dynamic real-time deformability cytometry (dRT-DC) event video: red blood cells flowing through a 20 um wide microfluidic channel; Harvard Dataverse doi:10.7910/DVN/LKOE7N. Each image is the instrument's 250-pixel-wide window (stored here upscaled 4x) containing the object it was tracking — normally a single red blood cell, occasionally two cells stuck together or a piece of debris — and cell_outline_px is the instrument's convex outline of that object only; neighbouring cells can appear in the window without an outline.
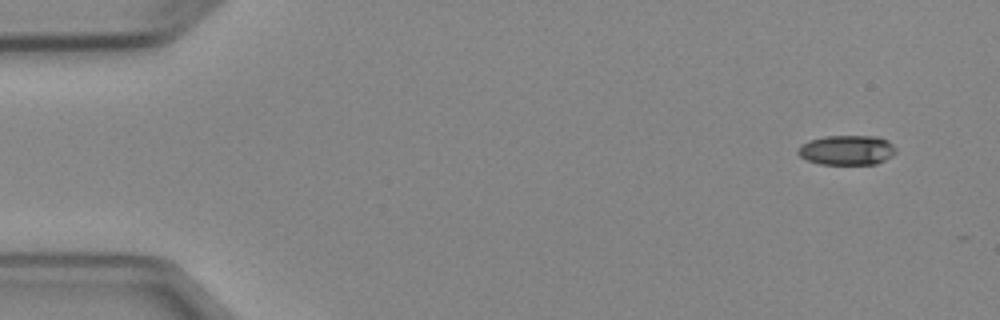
{"species": "Egyptian fruit bat (a non-hibernating species)", "species_latin": "Rousettus aegyptiacus", "temperature_condition": "cold", "stored_images_in_passage": 5, "segment_of_instrument_passage": [1, 2], "camera_frame_rate_fps": 3000, "um_per_image_px": 0.085, "animal": {"sex": "female"}, "frame": {"image": 1, "passage_image": 1, "time_ms": 0.0, "image_size_px": [1000, 320], "cell_outline_px": [[896, 152], [892, 156], [876, 164], [820, 164], [808, 160], [800, 156], [796, 152], [800, 144], [808, 140], [824, 136], [876, 136], [888, 140], [896, 148]], "centroid_in_image_um": [71.97, 12.75], "position_along_channel_um": 13.0, "area_um2": 17.11}}
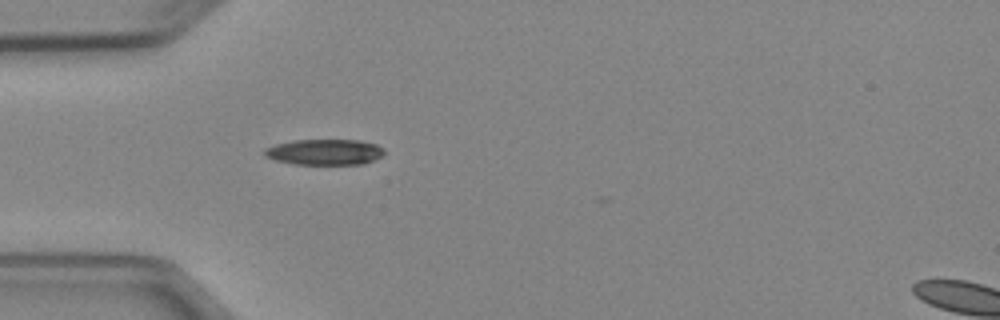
{"frame": {"image": 2, "passage_image": 4, "time_ms": 4.0, "image_size_px": [1000, 320], "cell_outline_px": [[384, 156], [364, 164], [296, 164], [276, 160], [264, 156], [264, 148], [276, 144], [292, 140], [360, 140], [376, 144], [384, 148]], "centroid_in_image_um": [27.62, 12.92], "position_along_channel_um": 57.4, "area_um2": 18.09}}